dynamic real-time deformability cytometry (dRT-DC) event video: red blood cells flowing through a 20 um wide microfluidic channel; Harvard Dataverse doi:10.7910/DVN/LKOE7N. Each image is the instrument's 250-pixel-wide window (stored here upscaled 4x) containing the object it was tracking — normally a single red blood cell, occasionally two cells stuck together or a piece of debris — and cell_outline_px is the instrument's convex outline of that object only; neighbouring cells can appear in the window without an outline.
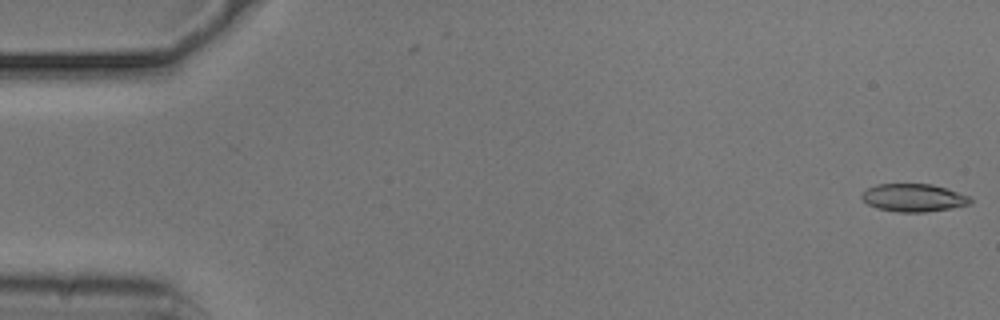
{"species": "common noctule bat (a hibernating species)", "species_latin": "Nyctalus noctula", "temperature_condition": "cold", "stored_images_in_passage": 54, "camera_frame_rate_fps": 3000, "um_per_image_px": 0.085, "animal": {"sex": "male", "body_mass_g": 20.5, "forearm_length_mm": 52.5}, "frame": {"image": 1, "passage_image": 1, "time_ms": 0.0, "image_size_px": [1000, 320], "cell_outline_px": [[972, 204], [952, 208], [924, 212], [896, 212], [876, 208], [868, 204], [860, 196], [868, 188], [876, 184], [932, 184], [968, 196], [972, 200]], "centroid_in_image_um": [77.64, 16.82], "position_along_channel_um": 7.4, "area_um2": 17.51}}
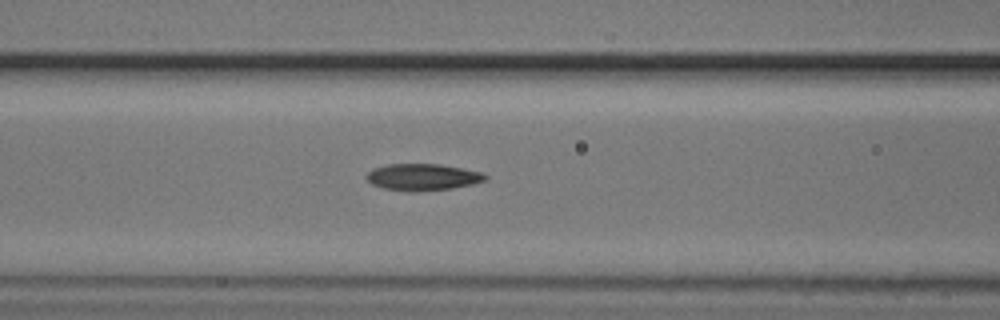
{"frame": {"image": 2, "passage_image": 22, "time_ms": 7.0, "image_size_px": [1000, 320], "cell_outline_px": [[488, 180], [472, 184], [452, 188], [416, 192], [408, 192], [384, 188], [372, 184], [364, 176], [372, 168], [388, 164], [440, 164], [480, 172], [488, 176]], "centroid_in_image_um": [35.9, 15.06], "position_along_channel_um": 130.7, "area_um2": 18.55}}
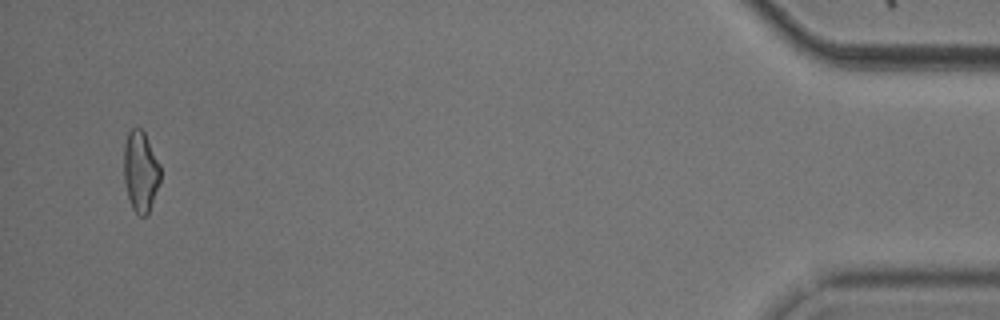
{"frame": {"image": 3, "passage_image": 52, "time_ms": 17.0, "image_size_px": [1000, 320], "cell_outline_px": [[160, 180], [148, 212], [144, 216], [140, 216], [132, 208], [124, 184], [124, 144], [128, 132], [132, 128], [140, 128], [144, 132], [160, 164]], "centroid_in_image_um": [11.93, 14.54], "position_along_channel_um": 423.3, "area_um2": 16.99}, "authors_computed_cell_mechanics": {"area_um2": 17.8313, "velocity_mm_per_s": 3.7455, "shape_relaxation_time_tau1_ms": 10.0863, "shape_relaxation_time_tau2_ms": 3.4112, "deformation_change_tau1": 0.1978, "deformation_change_tau2": 0.1148}}